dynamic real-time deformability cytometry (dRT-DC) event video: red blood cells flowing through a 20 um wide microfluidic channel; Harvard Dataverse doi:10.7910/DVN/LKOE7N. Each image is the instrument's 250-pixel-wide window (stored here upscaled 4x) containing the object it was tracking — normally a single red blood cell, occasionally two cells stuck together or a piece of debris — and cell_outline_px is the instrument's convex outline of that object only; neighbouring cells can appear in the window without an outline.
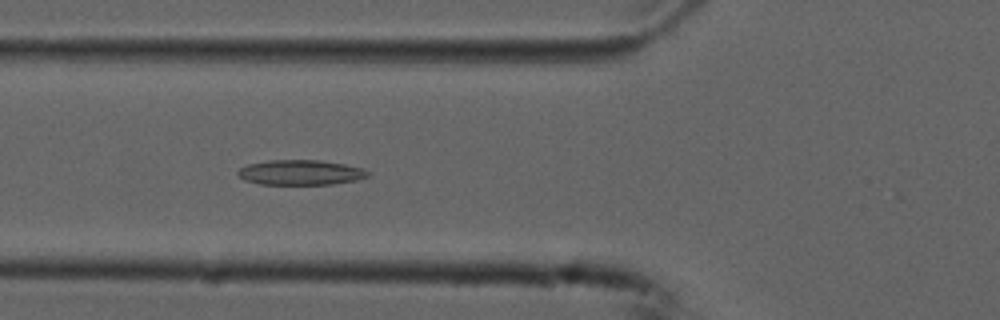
{"species": "common noctule bat (a hibernating species)", "species_latin": "Nyctalus noctula", "temperature_condition": "cold", "stored_images_in_passage": 32, "camera_frame_rate_fps": 3000, "um_per_image_px": 0.085, "animal": {"sex": "male", "forearm_length_mm": 52.5}, "frame": {"image": 1, "passage_image": 7, "time_ms": 2.0, "image_size_px": [1000, 320], "cell_outline_px": [[372, 172], [368, 176], [356, 180], [332, 184], [260, 184], [244, 180], [236, 172], [240, 168], [248, 164], [268, 160], [320, 160], [344, 164], [364, 168]], "centroid_in_image_um": [25.57, 14.65], "position_along_channel_um": 100.2, "area_um2": 19.02}}
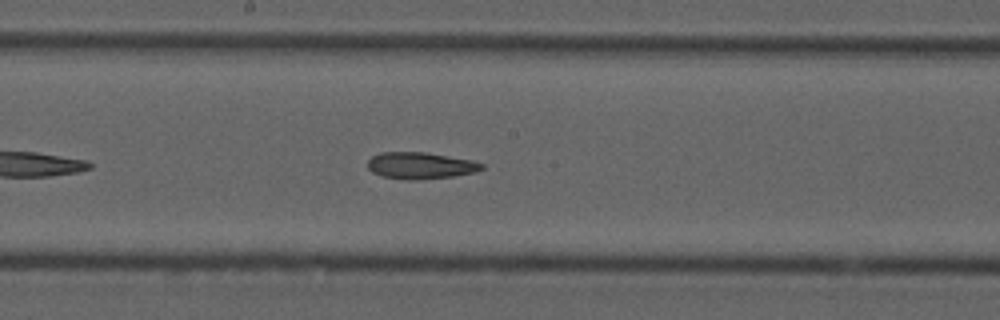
{"frame": {"image": 2, "passage_image": 16, "time_ms": 5.0, "image_size_px": [1000, 320], "cell_outline_px": [[484, 168], [476, 172], [452, 176], [420, 180], [408, 180], [380, 176], [372, 172], [368, 168], [368, 160], [372, 156], [380, 152], [424, 152], [472, 160], [484, 164]], "centroid_in_image_um": [35.72, 14.08], "position_along_channel_um": 212.5, "area_um2": 17.8}}
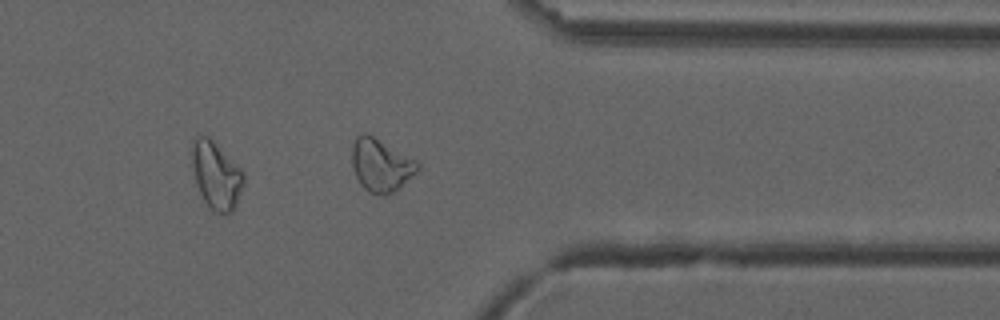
{"frame": {"image": 3, "passage_image": 30, "time_ms": 9.667, "image_size_px": [1000, 320], "cell_outline_px": [[244, 184], [236, 204], [232, 212], [212, 212], [208, 208], [196, 184], [192, 164], [192, 140], [196, 136], [208, 136], [244, 172]], "centroid_in_image_um": [18.37, 14.91], "position_along_channel_um": 393.0, "area_um2": 20.11}, "authors_computed_cell_mechanics": {"area_um2": 18.1492, "velocity_mm_per_s": 3.7267, "shape_relaxation_time_tau1_ms": null, "shape_relaxation_time_tau2_ms": 8.7963, "deformation_change_tau1": null, "deformation_change_tau2": 0.1951}}